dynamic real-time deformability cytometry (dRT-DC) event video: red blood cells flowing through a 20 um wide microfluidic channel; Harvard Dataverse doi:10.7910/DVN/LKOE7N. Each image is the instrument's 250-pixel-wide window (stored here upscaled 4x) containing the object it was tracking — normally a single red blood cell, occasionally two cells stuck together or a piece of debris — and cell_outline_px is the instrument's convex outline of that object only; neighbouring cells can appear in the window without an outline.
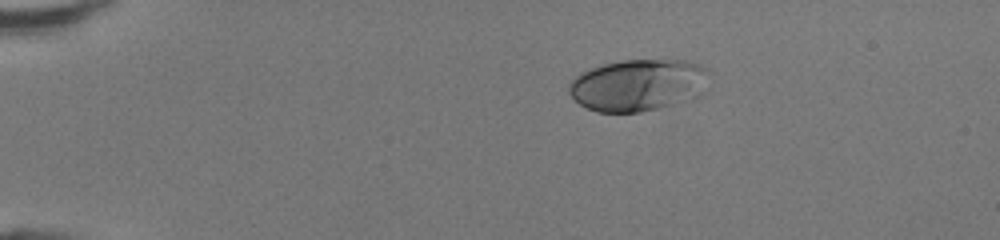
{"species": "human", "species_latin": "Homo sapiens", "temperature_condition": "room temperature", "stored_images_in_passage": 39, "camera_frame_rate_fps": 3000, "um_per_image_px": 0.085, "donor": {"sex": "female"}, "frame": {"image": 1, "passage_image": 1, "time_ms": 0.0, "image_size_px": [1000, 240], "cell_outline_px": [[708, 72], [704, 92], [696, 96], [672, 104], [640, 112], [596, 112], [580, 104], [568, 92], [568, 84], [580, 72], [604, 64], [620, 60], [684, 60], [700, 64]], "centroid_in_image_um": [54.21, 7.22], "position_along_channel_um": 30.8, "area_um2": 42.14}}
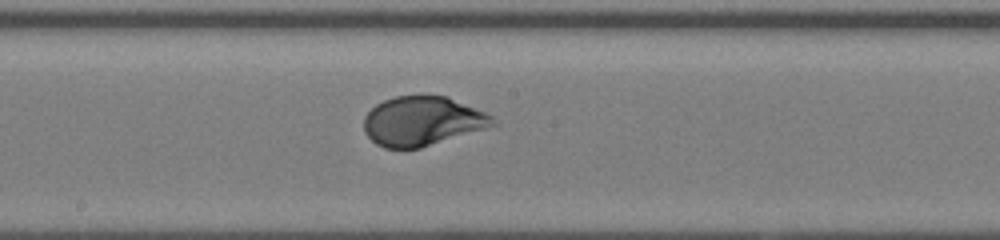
{"frame": {"image": 2, "passage_image": 19, "time_ms": 6.0, "image_size_px": [1000, 240], "cell_outline_px": [[500, 124], [420, 148], [384, 148], [376, 144], [364, 132], [364, 116], [376, 104], [384, 100], [396, 96], [448, 96], [484, 112], [492, 116]], "centroid_in_image_um": [35.9, 10.3], "position_along_channel_um": 212.3, "area_um2": 36.93}}
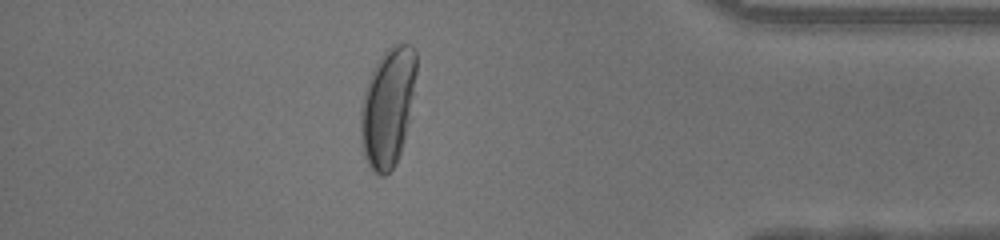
{"frame": {"image": 3, "passage_image": 34, "time_ms": 11.0, "image_size_px": [1000, 240], "cell_outline_px": [[416, 72], [412, 96], [404, 140], [396, 164], [384, 176], [380, 176], [368, 164], [364, 156], [360, 140], [360, 108], [364, 92], [368, 80], [380, 56], [392, 44], [408, 44], [416, 52]], "centroid_in_image_um": [32.93, 9.11], "position_along_channel_um": 402.3, "area_um2": 38.03}, "authors_computed_cell_mechanics": {"area_um2": 37.7434, "velocity_mm_per_s": 4.3293, "shape_relaxation_time_tau1_ms": 3.8006, "shape_relaxation_time_tau2_ms": null, "deformation_change_tau1": 0.2258, "deformation_change_tau2": null}}